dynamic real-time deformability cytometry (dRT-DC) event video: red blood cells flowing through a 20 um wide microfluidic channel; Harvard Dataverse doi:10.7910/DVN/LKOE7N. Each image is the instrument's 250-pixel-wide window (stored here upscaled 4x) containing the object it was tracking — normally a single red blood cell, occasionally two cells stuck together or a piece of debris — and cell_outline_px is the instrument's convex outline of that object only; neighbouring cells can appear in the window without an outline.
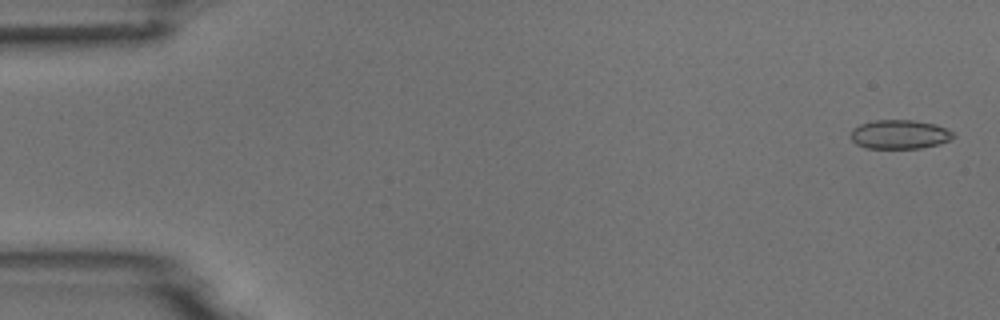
{"species": "common noctule bat (a hibernating species)", "species_latin": "Nyctalus noctula", "temperature_condition": "room temperature", "stored_images_in_passage": 6, "segment_of_instrument_passage": [1, 2], "camera_frame_rate_fps": 3000, "um_per_image_px": 0.085, "animal": {"sex": "male", "body_mass_g": 18.8}, "frame": {"image": 1, "passage_image": 1, "time_ms": 0.0, "image_size_px": [1000, 320], "cell_outline_px": [[956, 136], [940, 144], [920, 148], [864, 148], [856, 144], [852, 140], [852, 128], [860, 124], [876, 120], [912, 120], [936, 124], [952, 132]], "centroid_in_image_um": [76.46, 11.42], "position_along_channel_um": 8.5, "area_um2": 17.28}}
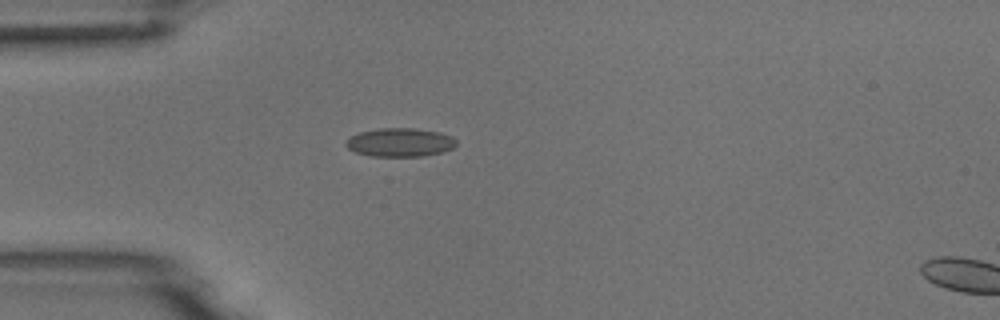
{"frame": {"image": 2, "passage_image": 5, "time_ms": 4.333, "image_size_px": [1000, 320], "cell_outline_px": [[456, 144], [452, 148], [444, 152], [424, 156], [368, 156], [356, 152], [348, 148], [344, 144], [352, 136], [360, 132], [380, 128], [412, 128], [440, 132], [452, 136], [456, 140]], "centroid_in_image_um": [34.02, 12.11], "position_along_channel_um": 51.0, "area_um2": 18.38}}